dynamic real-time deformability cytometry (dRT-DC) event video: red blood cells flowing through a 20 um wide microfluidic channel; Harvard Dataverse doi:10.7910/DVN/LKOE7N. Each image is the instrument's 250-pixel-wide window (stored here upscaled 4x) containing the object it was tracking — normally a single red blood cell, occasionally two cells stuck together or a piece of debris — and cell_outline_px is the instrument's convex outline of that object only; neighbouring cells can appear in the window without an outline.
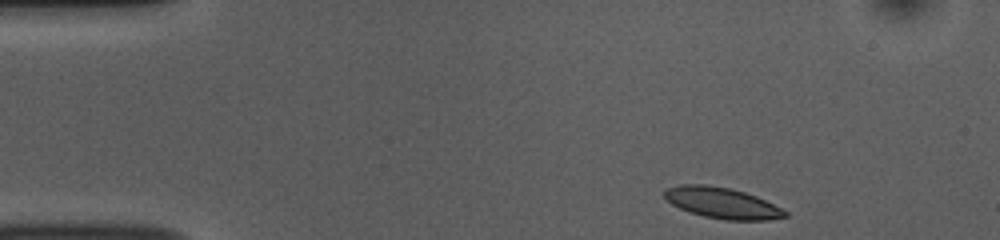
{"species": "common noctule bat (a hibernating species)", "species_latin": "Nyctalus noctula", "temperature_condition": "room temperature", "stored_images_in_passage": 46, "camera_frame_rate_fps": 3000, "um_per_image_px": 0.085, "animal": {"sex": "female", "body_mass_g": 10.0, "forearm_length_mm": 53.1}, "frame": {"image": 1, "passage_image": 1, "time_ms": 0.0, "image_size_px": [1000, 240], "cell_outline_px": [[788, 216], [768, 220], [724, 220], [704, 216], [680, 208], [672, 204], [664, 196], [664, 192], [668, 188], [680, 184], [704, 184], [732, 188], [756, 196], [788, 212]], "centroid_in_image_um": [61.38, 17.25], "position_along_channel_um": 23.6, "area_um2": 21.56}}
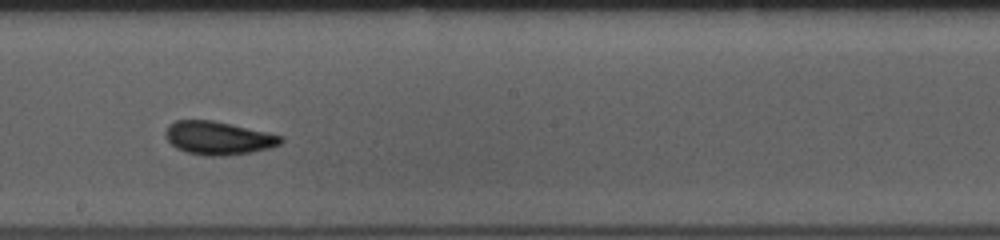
{"frame": {"image": 2, "passage_image": 23, "time_ms": 7.333, "image_size_px": [1000, 240], "cell_outline_px": [[284, 140], [280, 144], [268, 148], [228, 156], [204, 156], [188, 152], [176, 148], [164, 136], [164, 132], [168, 124], [176, 120], [212, 120], [284, 136]], "centroid_in_image_um": [18.52, 11.73], "position_along_channel_um": 229.7, "area_um2": 22.31}}
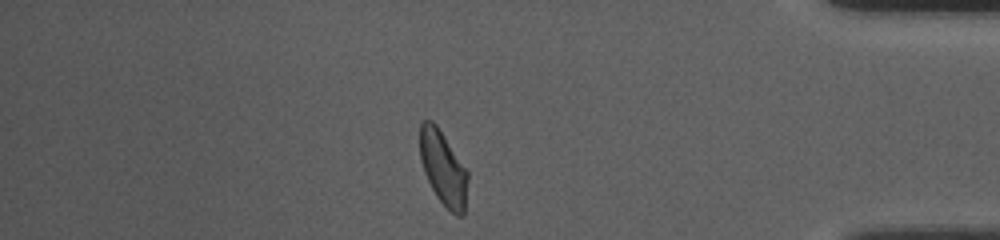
{"frame": {"image": 3, "passage_image": 39, "time_ms": 12.667, "image_size_px": [1000, 240], "cell_outline_px": [[468, 180], [464, 216], [456, 216], [436, 196], [424, 172], [420, 160], [420, 120], [432, 120], [436, 124], [468, 172]], "centroid_in_image_um": [37.67, 14.29], "position_along_channel_um": 397.5, "area_um2": 20.58}, "authors_computed_cell_mechanics": {"area_um2": 21.675, "velocity_mm_per_s": 3.7755, "shape_relaxation_time_tau1_ms": 3.2264, "shape_relaxation_time_tau2_ms": 0.9213, "deformation_change_tau1": 0.1152, "deformation_change_tau2": 0.0529}}